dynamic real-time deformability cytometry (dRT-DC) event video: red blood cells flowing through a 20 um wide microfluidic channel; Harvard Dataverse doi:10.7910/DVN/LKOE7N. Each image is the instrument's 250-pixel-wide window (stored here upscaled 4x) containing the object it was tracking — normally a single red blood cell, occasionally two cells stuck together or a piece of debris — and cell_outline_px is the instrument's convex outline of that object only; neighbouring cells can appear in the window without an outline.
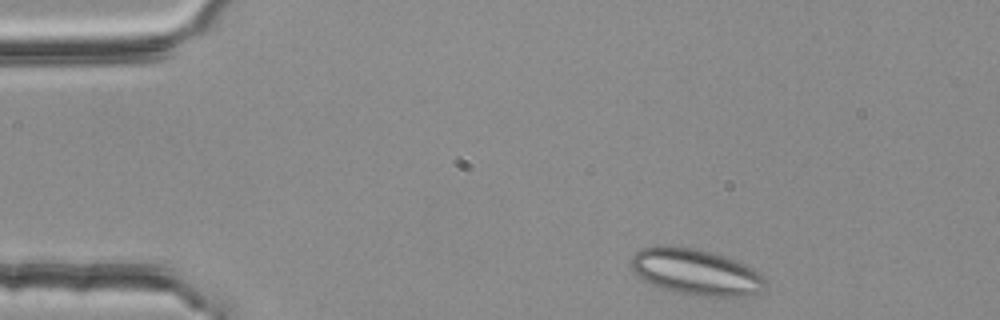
{"species": "common noctule bat (a hibernating species)", "species_latin": "Nyctalus noctula", "temperature_condition": "room temperature", "stored_images_in_passage": 3, "camera_frame_rate_fps": 3000, "um_per_image_px": 0.085, "animal": {"sex": "female", "body_mass_g": 25.1}, "frame": {"image": 1, "passage_image": 1, "time_ms": 0.0, "image_size_px": [1000, 320], "cell_outline_px": [[764, 292], [744, 296], [692, 296], [672, 292], [652, 284], [636, 276], [632, 272], [632, 256], [640, 248], [656, 244], [692, 248], [712, 252], [736, 260], [760, 272], [764, 276]], "centroid_in_image_um": [59.13, 23.12], "position_along_channel_um": 25.9, "area_um2": 36.53}}